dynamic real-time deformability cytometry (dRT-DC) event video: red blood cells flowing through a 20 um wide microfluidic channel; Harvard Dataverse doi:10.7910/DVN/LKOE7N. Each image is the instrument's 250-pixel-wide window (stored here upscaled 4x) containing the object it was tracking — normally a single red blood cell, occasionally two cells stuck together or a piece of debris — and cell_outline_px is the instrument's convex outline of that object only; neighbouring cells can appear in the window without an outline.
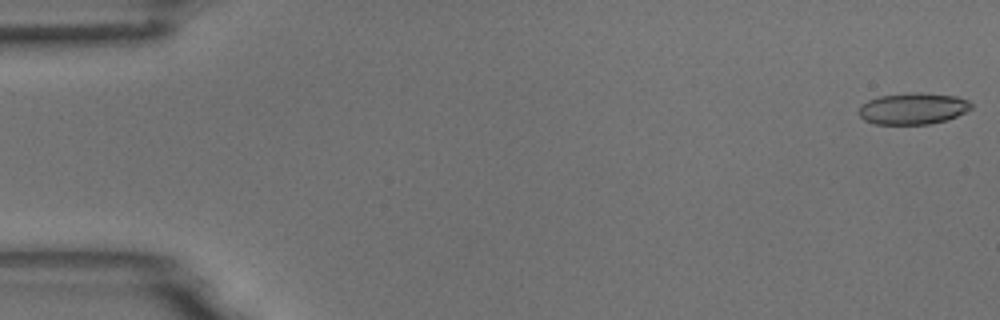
{"species": "common noctule bat (a hibernating species)", "species_latin": "Nyctalus noctula", "temperature_condition": "room temperature", "stored_images_in_passage": 5, "camera_frame_rate_fps": 3000, "um_per_image_px": 0.085, "animal": {"sex": "male", "body_mass_g": 18.8}, "frame": {"image": 1, "passage_image": 1, "time_ms": 0.0, "image_size_px": [1000, 320], "cell_outline_px": [[972, 108], [948, 120], [928, 124], [876, 124], [864, 120], [856, 112], [868, 100], [880, 96], [912, 92], [924, 92], [956, 96], [968, 100], [972, 104]], "centroid_in_image_um": [77.61, 9.22], "position_along_channel_um": 7.4, "area_um2": 20.69}}
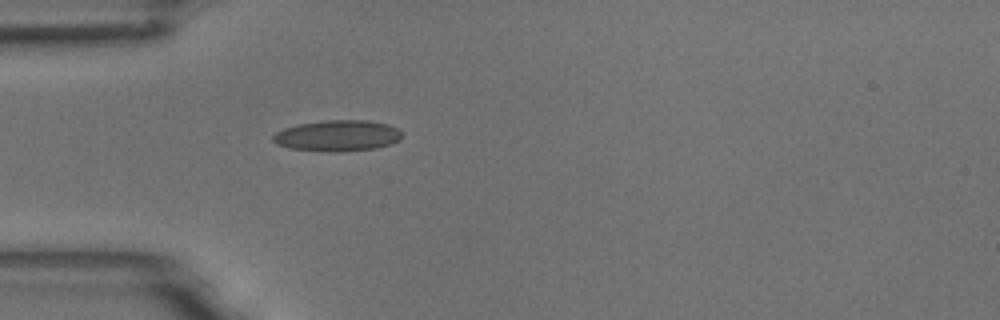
{"frame": {"image": 2, "passage_image": 5, "time_ms": 1.333, "image_size_px": [1000, 320], "cell_outline_px": [[400, 140], [392, 144], [376, 148], [340, 152], [332, 152], [288, 148], [276, 144], [272, 140], [272, 136], [276, 132], [284, 128], [300, 124], [324, 120], [368, 120], [388, 124], [396, 128], [400, 132]], "centroid_in_image_um": [28.68, 11.54], "position_along_channel_um": 56.3, "area_um2": 23.41}}